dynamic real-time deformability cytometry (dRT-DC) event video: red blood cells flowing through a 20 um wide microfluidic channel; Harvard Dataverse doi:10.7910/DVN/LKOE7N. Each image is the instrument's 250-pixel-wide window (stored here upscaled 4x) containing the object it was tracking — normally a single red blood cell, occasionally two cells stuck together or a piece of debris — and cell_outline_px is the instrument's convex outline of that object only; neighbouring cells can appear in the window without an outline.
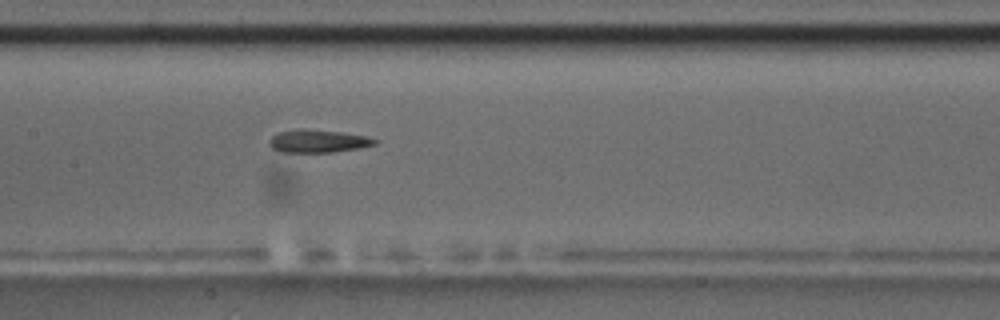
{"species": "common noctule bat (a hibernating species)", "species_latin": "Nyctalus noctula", "temperature_condition": "room temperature", "stored_images_in_passage": 57, "camera_frame_rate_fps": 3000, "um_per_image_px": 0.085, "animal": {"sex": "male", "body_mass_g": 17.5, "forearm_length_mm": 52.3}, "frame": {"image": 1, "passage_image": 28, "time_ms": 9.0, "image_size_px": [1000, 320], "cell_outline_px": [[380, 140], [376, 144], [356, 148], [332, 152], [280, 152], [272, 148], [268, 144], [268, 140], [272, 136], [280, 132], [296, 128], [304, 128], [344, 132], [368, 136]], "centroid_in_image_um": [27.02, 11.98], "position_along_channel_um": 180.4, "area_um2": 14.28}}
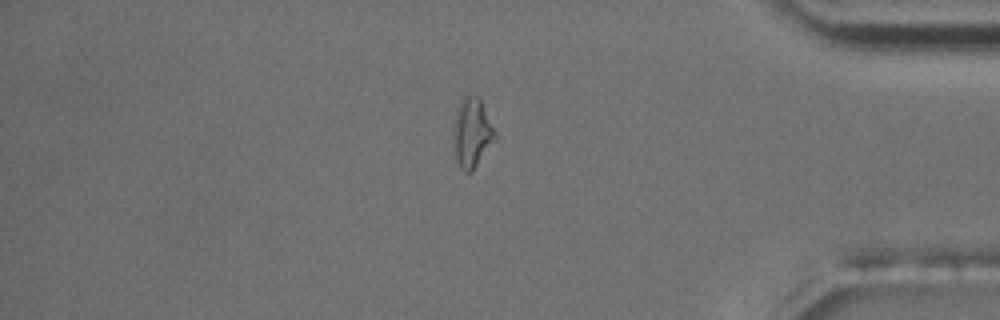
{"frame": {"image": 2, "passage_image": 48, "time_ms": 15.667, "image_size_px": [1000, 320], "cell_outline_px": [[496, 140], [472, 172], [464, 172], [460, 168], [456, 160], [452, 128], [456, 108], [460, 100], [464, 96], [476, 96], [480, 100], [496, 132]], "centroid_in_image_um": [40.1, 11.31], "position_along_channel_um": 395.1, "area_um2": 16.99}}